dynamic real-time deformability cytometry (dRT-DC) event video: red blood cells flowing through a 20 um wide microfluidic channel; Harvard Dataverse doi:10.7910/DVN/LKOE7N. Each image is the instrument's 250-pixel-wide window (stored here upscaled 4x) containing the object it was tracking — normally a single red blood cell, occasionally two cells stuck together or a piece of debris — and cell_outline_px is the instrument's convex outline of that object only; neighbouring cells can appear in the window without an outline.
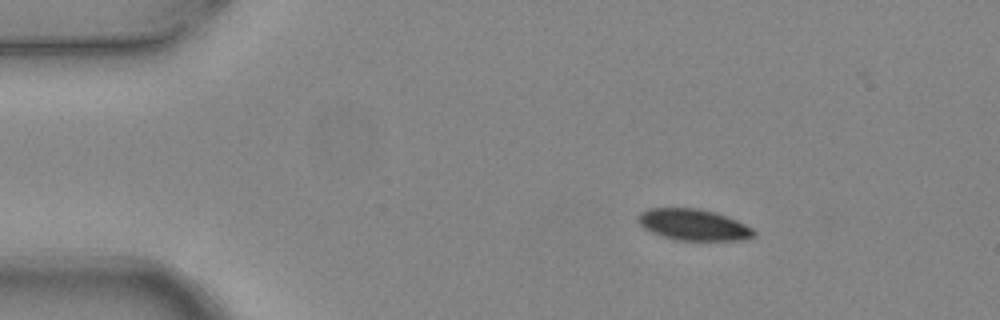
{"species": "common noctule bat (a hibernating species)", "species_latin": "Nyctalus noctula", "temperature_condition": "warm", "stored_images_in_passage": 4, "camera_frame_rate_fps": 3000, "um_per_image_px": 0.085, "animal": {"sex": "female", "body_mass_g": 24.6, "forearm_length_mm": 56.2}, "frame": {"image": 1, "passage_image": 2, "time_ms": 0.333, "image_size_px": [1000, 320], "cell_outline_px": [[756, 232], [752, 236], [740, 240], [676, 240], [652, 232], [644, 228], [636, 220], [640, 212], [648, 208], [696, 208], [712, 212], [736, 220], [752, 228]], "centroid_in_image_um": [58.89, 19.1], "position_along_channel_um": 26.1, "area_um2": 20.75}}